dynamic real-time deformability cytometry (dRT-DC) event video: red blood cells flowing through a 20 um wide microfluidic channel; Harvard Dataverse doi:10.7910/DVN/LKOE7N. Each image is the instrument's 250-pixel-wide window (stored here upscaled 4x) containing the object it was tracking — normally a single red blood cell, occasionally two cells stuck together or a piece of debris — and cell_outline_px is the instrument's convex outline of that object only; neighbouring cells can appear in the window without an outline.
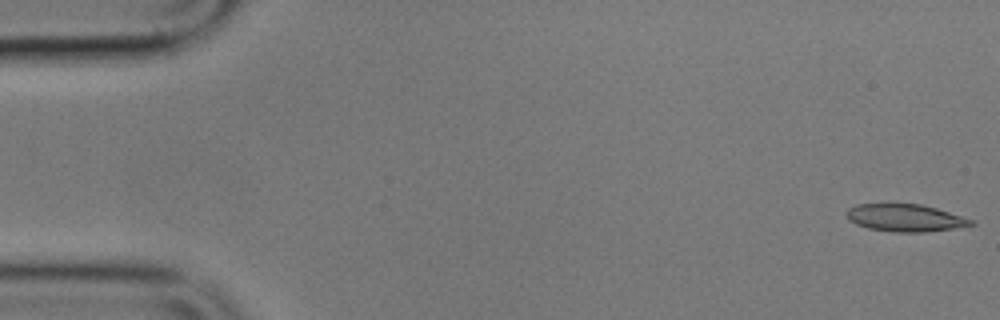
{"species": "common noctule bat (a hibernating species)", "species_latin": "Nyctalus noctula", "temperature_condition": "cold", "stored_images_in_passage": 11, "camera_frame_rate_fps": 3000, "um_per_image_px": 0.085, "animal": {"sex": "male", "body_mass_g": 17.9}, "frame": {"image": 1, "passage_image": 1, "time_ms": 0.0, "image_size_px": [1000, 320], "cell_outline_px": [[976, 224], [956, 228], [924, 232], [892, 232], [868, 228], [856, 224], [848, 220], [844, 212], [848, 208], [856, 204], [920, 204], [936, 208], [976, 220]], "centroid_in_image_um": [76.94, 18.52], "position_along_channel_um": 8.1, "area_um2": 20.06}}